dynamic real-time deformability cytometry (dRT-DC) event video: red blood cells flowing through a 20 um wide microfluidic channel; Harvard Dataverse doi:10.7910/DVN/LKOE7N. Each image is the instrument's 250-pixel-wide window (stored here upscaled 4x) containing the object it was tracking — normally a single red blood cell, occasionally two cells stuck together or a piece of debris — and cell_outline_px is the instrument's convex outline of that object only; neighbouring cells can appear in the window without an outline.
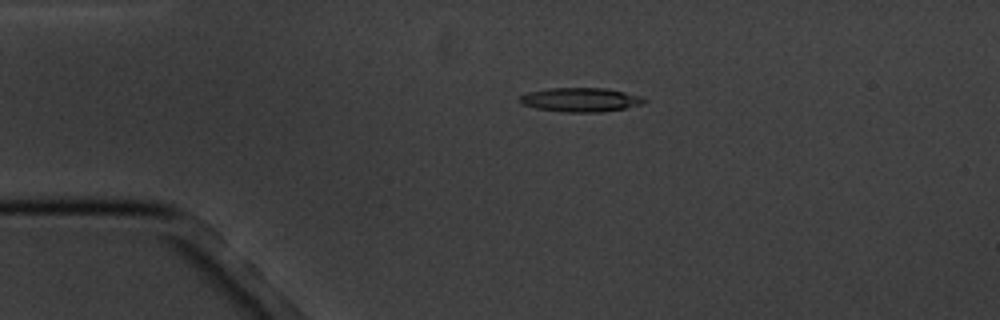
{"species": "common noctule bat (a hibernating species)", "species_latin": "Nyctalus noctula", "temperature_condition": "cold", "stored_images_in_passage": 4, "camera_frame_rate_fps": 3000, "um_per_image_px": 0.085, "animal": {"sex": "male", "body_mass_g": 20.1, "forearm_length_mm": 53.5}, "frame": {"image": 1, "passage_image": 3, "time_ms": 3.0, "image_size_px": [1000, 320], "cell_outline_px": [[648, 100], [644, 104], [624, 108], [600, 112], [564, 112], [536, 108], [520, 104], [516, 100], [520, 96], [528, 92], [548, 88], [608, 88], [640, 96]], "centroid_in_image_um": [49.31, 8.48], "position_along_channel_um": 35.7, "area_um2": 17.57}}